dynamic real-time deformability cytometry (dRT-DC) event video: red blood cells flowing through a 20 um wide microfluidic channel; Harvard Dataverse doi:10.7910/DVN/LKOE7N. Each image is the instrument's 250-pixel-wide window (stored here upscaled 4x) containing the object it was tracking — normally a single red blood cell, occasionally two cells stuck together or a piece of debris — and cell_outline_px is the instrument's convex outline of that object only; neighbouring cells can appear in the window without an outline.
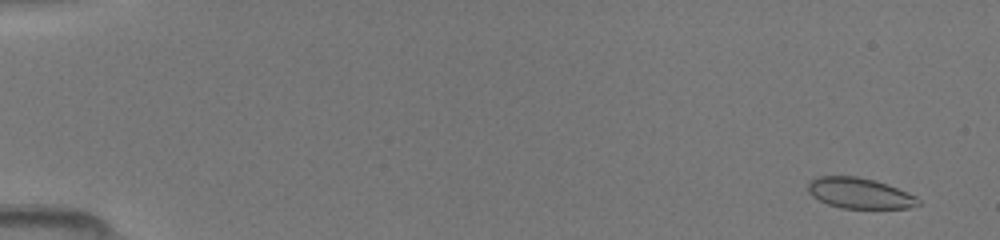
{"species": "common noctule bat (a hibernating species)", "species_latin": "Nyctalus noctula", "temperature_condition": "room temperature", "stored_images_in_passage": 50, "camera_frame_rate_fps": 3000, "um_per_image_px": 0.085, "animal": {"sex": "female", "body_mass_g": 19.5, "forearm_length_mm": 54.1}, "frame": {"image": 1, "passage_image": 3, "time_ms": 0.667, "image_size_px": [1000, 240], "cell_outline_px": [[920, 204], [908, 208], [840, 208], [828, 204], [812, 196], [808, 192], [808, 184], [812, 180], [820, 176], [856, 176], [872, 180], [896, 188], [916, 196], [920, 200]], "centroid_in_image_um": [73.05, 16.43], "position_along_channel_um": 12.0, "area_um2": 19.36}}
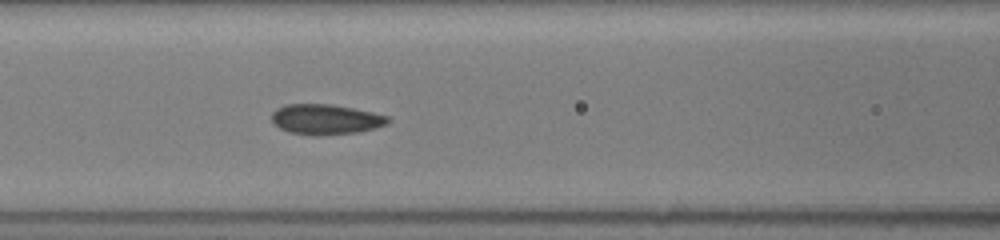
{"frame": {"image": 2, "passage_image": 23, "time_ms": 7.333, "image_size_px": [1000, 240], "cell_outline_px": [[388, 124], [360, 132], [320, 136], [312, 136], [288, 132], [280, 128], [272, 120], [272, 112], [276, 108], [284, 104], [332, 104], [352, 108], [388, 116]], "centroid_in_image_um": [27.65, 10.15], "position_along_channel_um": 139.0, "area_um2": 20.58}}
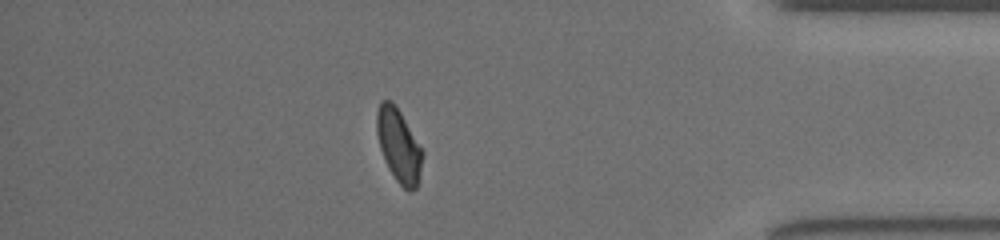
{"frame": {"image": 3, "passage_image": 44, "time_ms": 14.333, "image_size_px": [1000, 240], "cell_outline_px": [[424, 152], [416, 188], [412, 192], [408, 192], [396, 180], [388, 168], [380, 148], [376, 132], [376, 112], [380, 104], [384, 100], [392, 100], [400, 112]], "centroid_in_image_um": [33.88, 12.37], "position_along_channel_um": 401.3, "area_um2": 19.36}}